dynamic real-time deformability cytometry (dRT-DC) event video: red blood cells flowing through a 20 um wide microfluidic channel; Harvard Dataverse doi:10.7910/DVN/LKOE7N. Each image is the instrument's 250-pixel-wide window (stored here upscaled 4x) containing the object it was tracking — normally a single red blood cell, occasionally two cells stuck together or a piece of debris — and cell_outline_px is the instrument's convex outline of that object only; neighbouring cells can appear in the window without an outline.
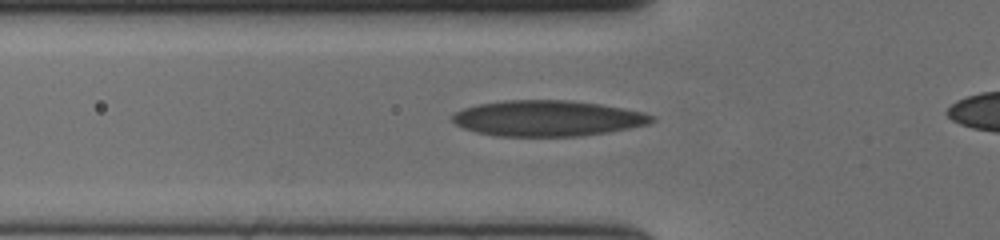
{"species": "human", "species_latin": "Homo sapiens", "temperature_condition": "cold", "stored_images_in_passage": 43, "camera_frame_rate_fps": 3000, "um_per_image_px": 0.085, "donor": {"sex": "female"}, "frame": {"image": 1, "passage_image": 13, "time_ms": 4.0, "image_size_px": [1000, 240], "cell_outline_px": [[656, 120], [648, 124], [608, 132], [580, 136], [496, 136], [476, 132], [464, 128], [456, 124], [452, 120], [452, 116], [456, 112], [464, 108], [480, 104], [504, 100], [572, 100], [600, 104], [624, 108], [644, 112], [656, 116]], "centroid_in_image_um": [46.58, 10.05], "position_along_channel_um": 79.2, "area_um2": 41.62}}
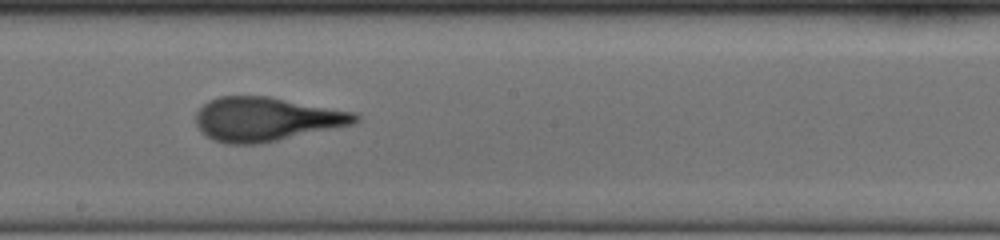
{"frame": {"image": 2, "passage_image": 25, "time_ms": 8.0, "image_size_px": [1000, 240], "cell_outline_px": [[360, 120], [352, 124], [276, 140], [256, 144], [228, 144], [212, 140], [204, 136], [200, 132], [196, 124], [196, 112], [208, 100], [220, 96], [268, 96], [356, 112], [360, 116]], "centroid_in_image_um": [22.58, 10.12], "position_along_channel_um": 225.6, "area_um2": 40.75}}
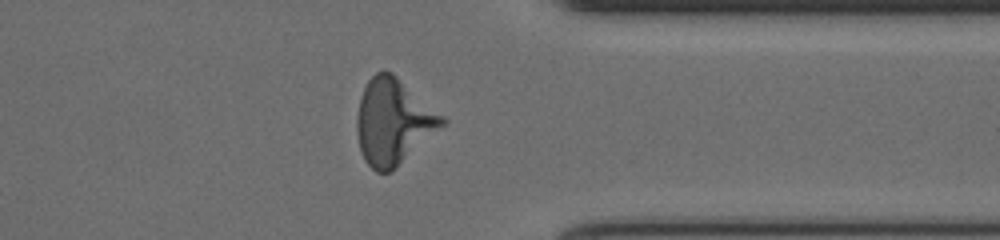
{"frame": {"image": 3, "passage_image": 38, "time_ms": 12.333, "image_size_px": [1000, 240], "cell_outline_px": [[448, 124], [392, 172], [376, 172], [364, 160], [360, 148], [356, 132], [356, 116], [360, 100], [364, 88], [368, 80], [376, 72], [384, 68], [392, 72], [444, 116], [448, 120]], "centroid_in_image_um": [33.46, 10.36], "position_along_channel_um": 377.9, "area_um2": 43.18}}